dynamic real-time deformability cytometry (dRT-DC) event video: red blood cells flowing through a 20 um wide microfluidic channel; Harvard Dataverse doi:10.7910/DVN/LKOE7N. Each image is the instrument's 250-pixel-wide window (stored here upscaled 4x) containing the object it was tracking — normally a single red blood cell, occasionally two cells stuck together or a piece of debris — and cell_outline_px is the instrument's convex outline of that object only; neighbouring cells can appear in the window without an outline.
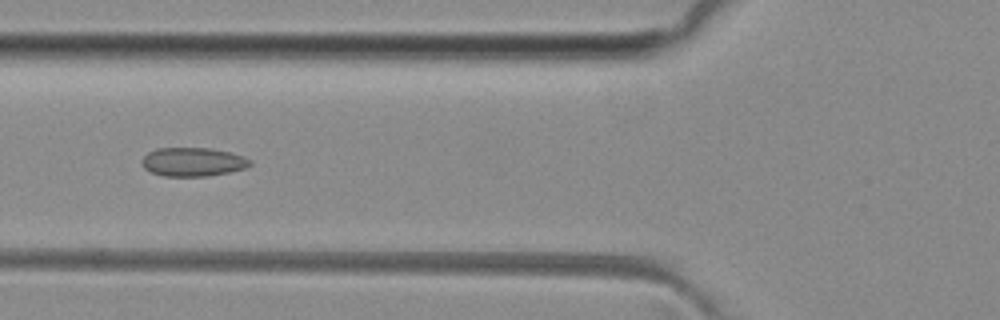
{"species": "common noctule bat (a hibernating species)", "species_latin": "Nyctalus noctula", "temperature_condition": "room temperature", "stored_images_in_passage": 5, "camera_frame_rate_fps": 3000, "um_per_image_px": 0.085, "animal": {"sex": "female", "body_mass_g": 29.2, "forearm_length_mm": 56.3}, "frame": {"image": 1, "passage_image": 5, "time_ms": 6.0, "image_size_px": [1000, 320], "cell_outline_px": [[252, 164], [244, 168], [228, 172], [208, 176], [164, 176], [152, 172], [144, 168], [140, 160], [148, 152], [156, 148], [208, 148], [228, 152], [244, 156], [252, 160]], "centroid_in_image_um": [16.38, 13.76], "position_along_channel_um": 109.4, "area_um2": 18.09}}